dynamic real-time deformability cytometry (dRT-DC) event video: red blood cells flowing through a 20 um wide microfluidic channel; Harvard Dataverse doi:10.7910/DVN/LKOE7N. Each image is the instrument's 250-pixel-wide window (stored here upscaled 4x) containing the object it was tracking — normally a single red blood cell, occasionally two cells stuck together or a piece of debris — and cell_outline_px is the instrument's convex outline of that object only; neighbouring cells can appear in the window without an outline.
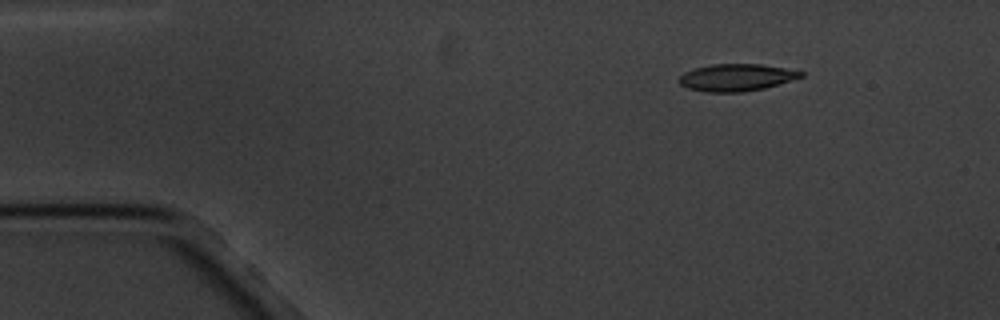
{"species": "common noctule bat (a hibernating species)", "species_latin": "Nyctalus noctula", "temperature_condition": "cold", "stored_images_in_passage": 5, "camera_frame_rate_fps": 3000, "um_per_image_px": 0.085, "animal": {"sex": "male", "body_mass_g": 20.1, "forearm_length_mm": 53.5}, "frame": {"image": 1, "passage_image": 1, "time_ms": 0.0, "image_size_px": [1000, 320], "cell_outline_px": [[804, 76], [764, 88], [744, 92], [708, 92], [688, 88], [680, 84], [680, 76], [684, 72], [696, 68], [712, 64], [760, 64], [784, 68], [804, 72]], "centroid_in_image_um": [62.59, 6.58], "position_along_channel_um": 22.4, "area_um2": 19.02}}
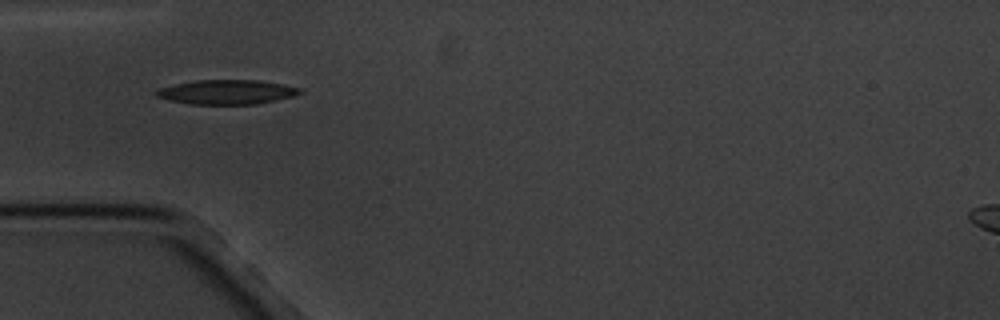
{"frame": {"image": 2, "passage_image": 4, "time_ms": 3.333, "image_size_px": [1000, 320], "cell_outline_px": [[304, 92], [292, 96], [276, 100], [256, 104], [192, 104], [168, 100], [156, 96], [156, 92], [160, 88], [176, 84], [196, 80], [256, 80], [280, 84], [300, 88]], "centroid_in_image_um": [19.28, 7.82], "position_along_channel_um": 65.7, "area_um2": 20.17}}
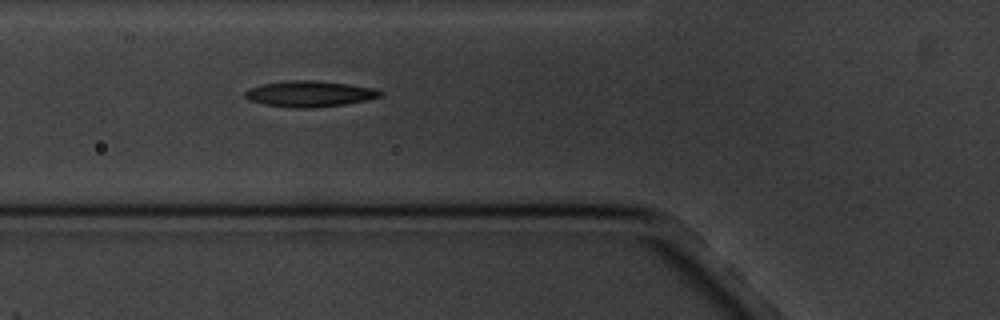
{"frame": {"image": 3, "passage_image": 5, "time_ms": 4.333, "image_size_px": [1000, 320], "cell_outline_px": [[384, 96], [344, 104], [312, 108], [292, 108], [264, 104], [248, 100], [244, 96], [244, 92], [248, 88], [264, 84], [288, 80], [316, 80], [348, 84], [372, 88], [384, 92]], "centroid_in_image_um": [26.29, 7.97], "position_along_channel_um": 99.5, "area_um2": 20.46}}